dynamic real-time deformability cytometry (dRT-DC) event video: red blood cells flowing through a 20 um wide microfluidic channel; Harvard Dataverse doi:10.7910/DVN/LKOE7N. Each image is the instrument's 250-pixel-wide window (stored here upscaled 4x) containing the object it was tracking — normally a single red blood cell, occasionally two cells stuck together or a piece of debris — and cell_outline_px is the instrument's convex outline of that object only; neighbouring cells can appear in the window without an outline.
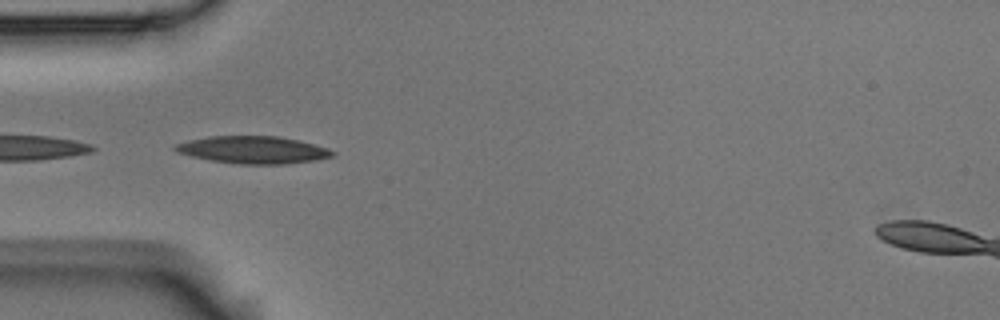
{"species": "Egyptian fruit bat (a non-hibernating species)", "species_latin": "Rousettus aegyptiacus", "temperature_condition": "room temperature", "stored_images_in_passage": 4, "camera_frame_rate_fps": 3000, "um_per_image_px": 0.085, "animal": {"sex": "male"}, "frame": {"image": 1, "passage_image": 3, "time_ms": 0.667, "image_size_px": [1000, 320], "cell_outline_px": [[336, 152], [332, 156], [316, 160], [284, 164], [240, 164], [212, 160], [192, 156], [176, 152], [172, 148], [176, 144], [188, 140], [208, 136], [276, 136], [300, 140], [328, 148]], "centroid_in_image_um": [21.52, 12.73], "position_along_channel_um": 63.5, "area_um2": 25.03}}
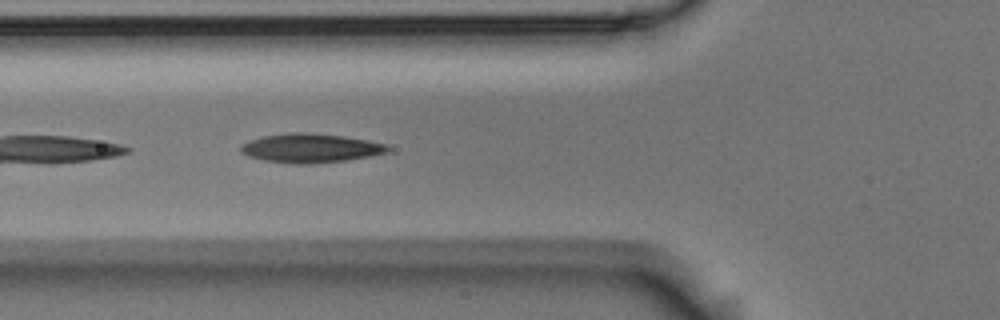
{"frame": {"image": 2, "passage_image": 4, "time_ms": 1.0, "image_size_px": [1000, 320], "cell_outline_px": [[388, 152], [348, 160], [304, 164], [288, 164], [264, 160], [248, 156], [240, 152], [240, 144], [248, 140], [264, 136], [288, 132], [312, 132], [344, 136], [368, 140], [388, 144]], "centroid_in_image_um": [26.35, 12.58], "position_along_channel_um": 99.4, "area_um2": 25.09}}